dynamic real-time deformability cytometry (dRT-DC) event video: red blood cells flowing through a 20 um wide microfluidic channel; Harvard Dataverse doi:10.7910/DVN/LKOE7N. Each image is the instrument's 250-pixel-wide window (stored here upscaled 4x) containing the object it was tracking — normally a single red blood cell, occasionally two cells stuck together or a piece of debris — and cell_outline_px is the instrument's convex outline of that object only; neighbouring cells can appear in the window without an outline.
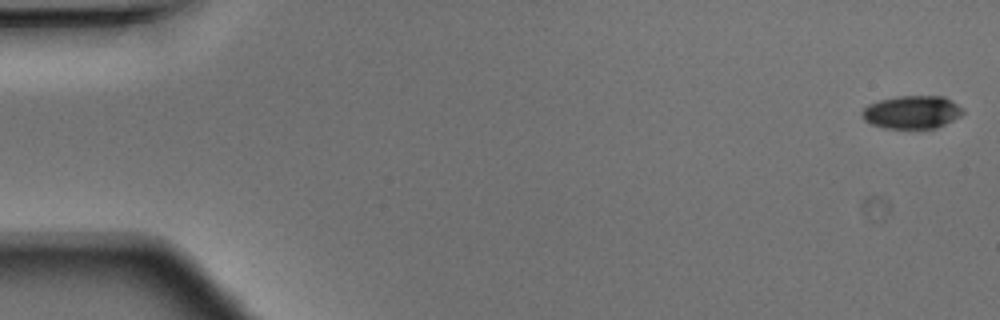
{"species": "Egyptian fruit bat (a non-hibernating species)", "species_latin": "Rousettus aegyptiacus", "temperature_condition": "warm", "stored_images_in_passage": 48, "camera_frame_rate_fps": 3000, "um_per_image_px": 0.085, "animal": {"sex": "male"}, "frame": {"image": 1, "passage_image": 1, "time_ms": 0.0, "image_size_px": [1000, 320], "cell_outline_px": [[964, 112], [960, 116], [936, 128], [884, 128], [872, 124], [864, 120], [860, 112], [868, 104], [880, 100], [896, 96], [944, 96], [952, 100], [964, 108]], "centroid_in_image_um": [77.52, 9.52], "position_along_channel_um": 7.5, "area_um2": 19.48}}
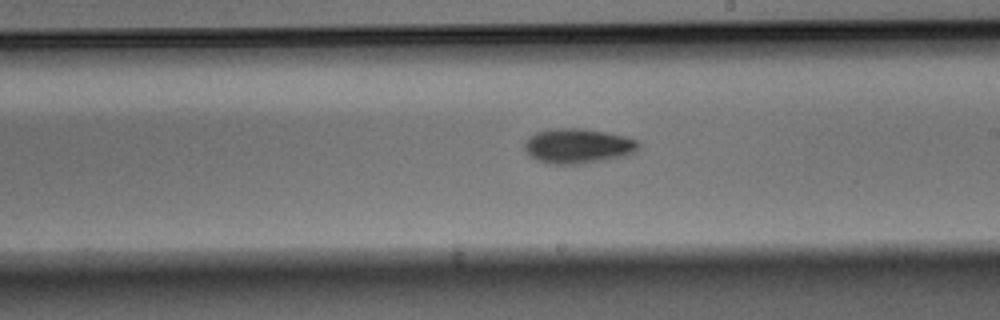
{"frame": {"image": 2, "passage_image": 28, "time_ms": 9.0, "image_size_px": [1000, 320], "cell_outline_px": [[640, 144], [636, 152], [624, 156], [580, 164], [552, 164], [536, 160], [528, 156], [524, 152], [524, 144], [528, 136], [536, 132], [556, 128], [584, 128], [624, 136], [636, 140]], "centroid_in_image_um": [49.07, 12.41], "position_along_channel_um": 239.9, "area_um2": 23.29}}
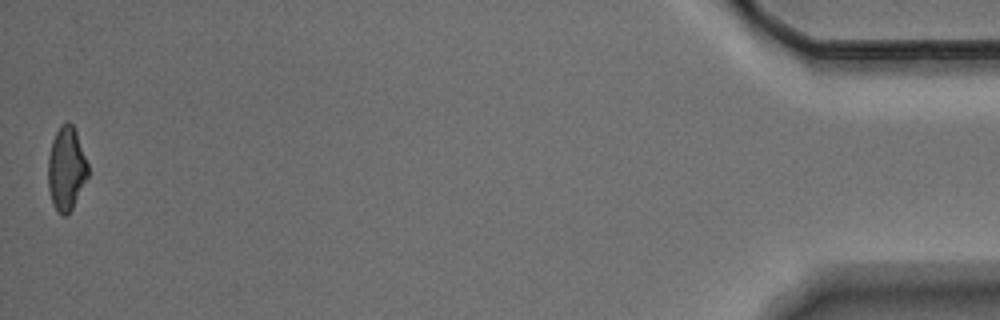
{"frame": {"image": 3, "passage_image": 48, "time_ms": 15.667, "image_size_px": [1000, 320], "cell_outline_px": [[88, 176], [68, 216], [64, 216], [52, 204], [48, 188], [48, 156], [52, 140], [60, 124], [68, 120], [72, 124], [76, 132], [88, 164]], "centroid_in_image_um": [5.62, 14.32], "position_along_channel_um": 429.6, "area_um2": 19.42}}